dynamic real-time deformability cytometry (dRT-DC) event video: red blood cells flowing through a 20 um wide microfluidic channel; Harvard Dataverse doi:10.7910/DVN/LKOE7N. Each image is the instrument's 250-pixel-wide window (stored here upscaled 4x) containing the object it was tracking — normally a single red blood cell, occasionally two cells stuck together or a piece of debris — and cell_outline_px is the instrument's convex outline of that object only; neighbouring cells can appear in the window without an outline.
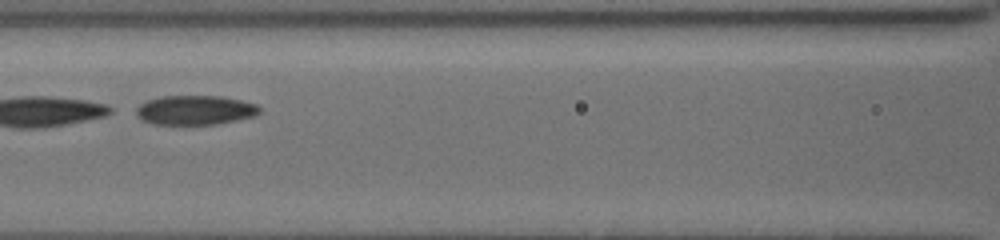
{"species": "common noctule bat (a hibernating species)", "species_latin": "Nyctalus noctula", "temperature_condition": "cold", "stored_images_in_passage": 19, "camera_frame_rate_fps": 3000, "um_per_image_px": 0.085, "animal": {"sex": "female", "body_mass_g": 19.5, "forearm_length_mm": 54.1}, "frame": {"image": 1, "passage_image": 12, "time_ms": 6.0, "image_size_px": [1000, 240], "cell_outline_px": [[260, 112], [256, 116], [216, 124], [152, 124], [140, 120], [136, 116], [136, 108], [140, 104], [148, 100], [160, 96], [224, 96], [256, 104], [260, 108]], "centroid_in_image_um": [16.57, 9.36], "position_along_channel_um": 150.0, "area_um2": 21.27}}
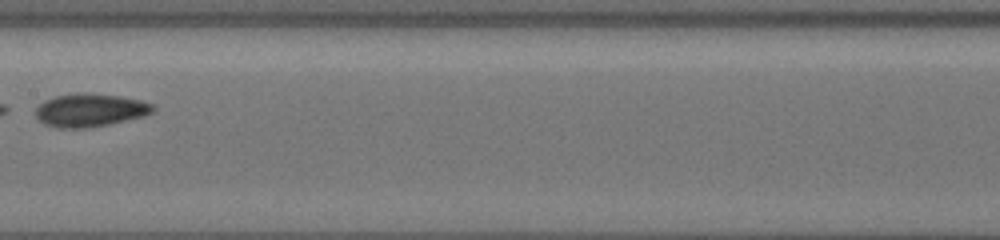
{"frame": {"image": 2, "passage_image": 14, "time_ms": 7.333, "image_size_px": [1000, 240], "cell_outline_px": [[156, 108], [152, 112], [144, 116], [108, 124], [80, 128], [60, 128], [48, 124], [40, 120], [36, 116], [36, 108], [44, 100], [56, 96], [76, 92], [84, 92], [120, 96], [140, 100], [156, 104]], "centroid_in_image_um": [7.69, 9.34], "position_along_channel_um": 199.7, "area_um2": 22.54}}